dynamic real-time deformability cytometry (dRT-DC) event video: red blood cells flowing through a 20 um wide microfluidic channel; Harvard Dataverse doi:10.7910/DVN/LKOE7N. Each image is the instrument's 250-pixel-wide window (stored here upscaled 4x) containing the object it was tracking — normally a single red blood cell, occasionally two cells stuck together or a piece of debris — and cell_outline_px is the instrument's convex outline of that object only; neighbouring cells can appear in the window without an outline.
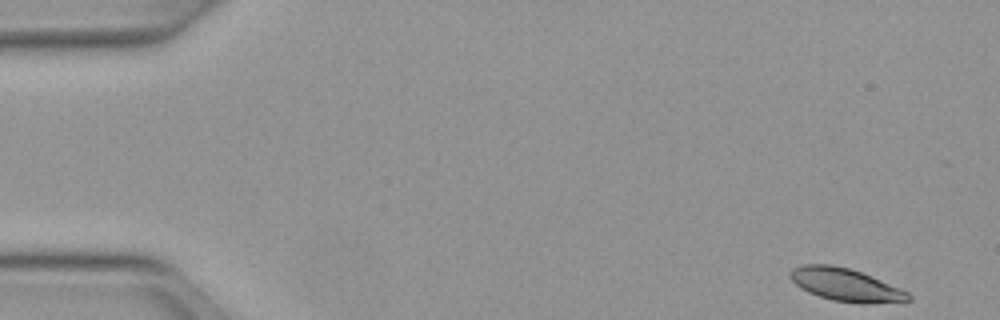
{"species": "Egyptian fruit bat (a non-hibernating species)", "species_latin": "Rousettus aegyptiacus", "temperature_condition": "warm", "stored_images_in_passage": 49, "camera_frame_rate_fps": 3000, "um_per_image_px": 0.085, "animal": {"sex": "female"}, "frame": {"image": 1, "passage_image": 1, "time_ms": 0.0, "image_size_px": [1000, 320], "cell_outline_px": [[912, 300], [904, 304], [860, 304], [832, 300], [808, 292], [800, 288], [788, 276], [788, 272], [792, 268], [804, 264], [832, 264], [848, 268], [860, 272], [900, 288], [908, 292], [912, 296]], "centroid_in_image_um": [71.95, 24.24], "position_along_channel_um": 13.1, "area_um2": 23.12}}
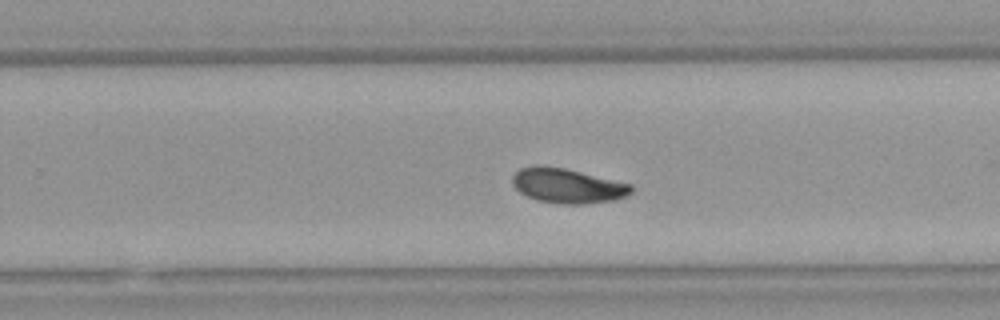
{"frame": {"image": 2, "passage_image": 31, "time_ms": 10.0, "image_size_px": [1000, 320], "cell_outline_px": [[632, 192], [628, 196], [616, 200], [584, 204], [560, 204], [536, 200], [520, 192], [512, 184], [512, 176], [520, 168], [532, 164], [536, 164], [564, 168], [632, 184]], "centroid_in_image_um": [48.23, 15.79], "position_along_channel_um": 281.6, "area_um2": 24.28}}
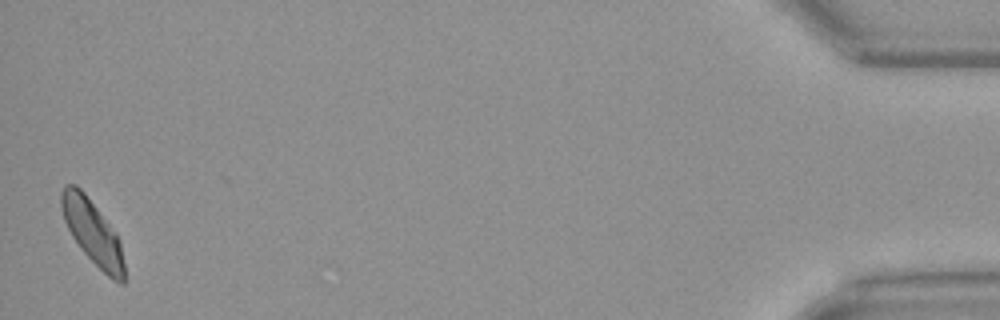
{"frame": {"image": 3, "passage_image": 49, "time_ms": 16.0, "image_size_px": [1000, 320], "cell_outline_px": [[124, 284], [120, 284], [112, 280], [80, 248], [72, 236], [64, 220], [60, 208], [60, 192], [64, 184], [76, 184], [84, 192], [120, 240], [124, 264]], "centroid_in_image_um": [7.83, 19.72], "position_along_channel_um": 427.4, "area_um2": 23.18}, "authors_computed_cell_mechanics": {"area_um2": 23.4668, "velocity_mm_per_s": 3.96, "shape_relaxation_time_tau1_ms": 2.8768, "shape_relaxation_time_tau2_ms": 10.1749, "deformation_change_tau1": 0.1048, "deformation_change_tau2": 0.1527}}